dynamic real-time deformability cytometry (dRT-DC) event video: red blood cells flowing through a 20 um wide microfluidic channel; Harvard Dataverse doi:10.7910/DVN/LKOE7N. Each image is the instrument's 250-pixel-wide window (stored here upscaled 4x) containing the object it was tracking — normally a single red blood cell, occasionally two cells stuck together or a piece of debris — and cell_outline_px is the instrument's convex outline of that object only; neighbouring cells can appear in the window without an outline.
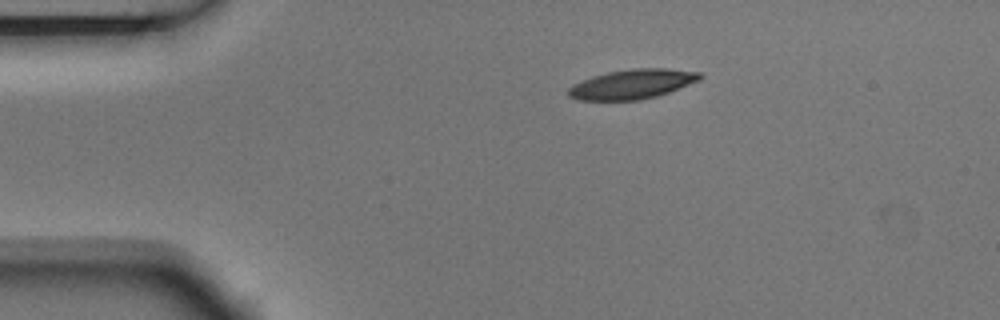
{"species": "Egyptian fruit bat (a non-hibernating species)", "species_latin": "Rousettus aegyptiacus", "temperature_condition": "room temperature", "stored_images_in_passage": 3, "camera_frame_rate_fps": 3000, "um_per_image_px": 0.085, "animal": {"sex": "male"}, "frame": {"image": 1, "passage_image": 1, "time_ms": 0.0, "image_size_px": [1000, 320], "cell_outline_px": [[704, 76], [700, 80], [668, 92], [656, 96], [640, 100], [580, 100], [568, 96], [568, 88], [572, 84], [592, 76], [608, 72], [632, 68], [668, 68], [700, 72]], "centroid_in_image_um": [53.74, 7.14], "position_along_channel_um": 31.3, "area_um2": 22.72}}
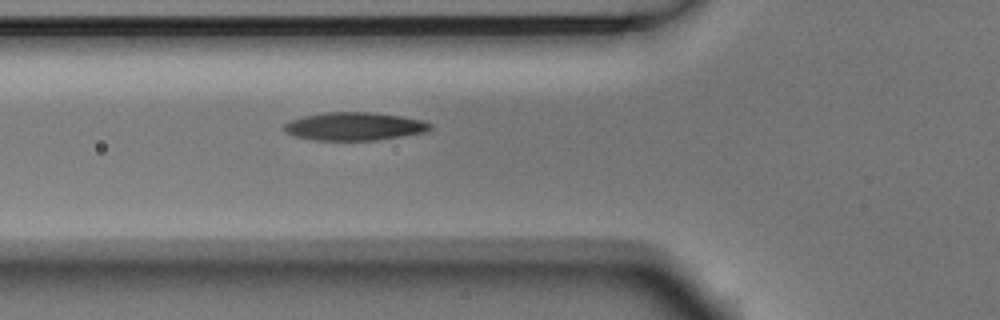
{"frame": {"image": 2, "passage_image": 3, "time_ms": 0.667, "image_size_px": [1000, 320], "cell_outline_px": [[432, 128], [424, 132], [376, 140], [312, 140], [292, 136], [284, 132], [284, 124], [288, 120], [304, 116], [324, 112], [372, 112], [400, 116], [424, 120], [432, 124]], "centroid_in_image_um": [30.07, 10.74], "position_along_channel_um": 95.7, "area_um2": 24.04}}